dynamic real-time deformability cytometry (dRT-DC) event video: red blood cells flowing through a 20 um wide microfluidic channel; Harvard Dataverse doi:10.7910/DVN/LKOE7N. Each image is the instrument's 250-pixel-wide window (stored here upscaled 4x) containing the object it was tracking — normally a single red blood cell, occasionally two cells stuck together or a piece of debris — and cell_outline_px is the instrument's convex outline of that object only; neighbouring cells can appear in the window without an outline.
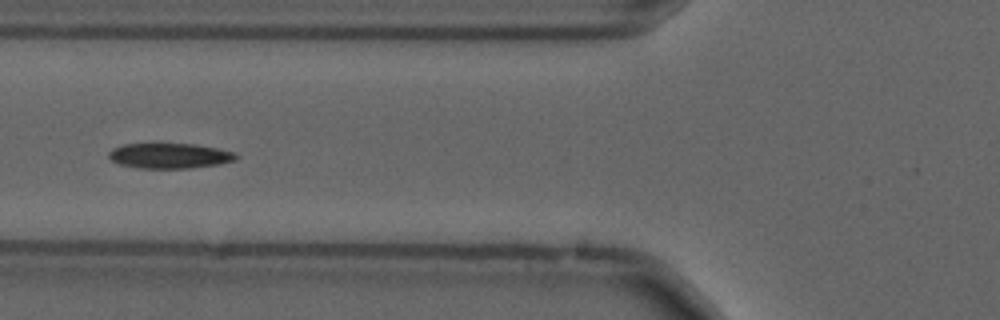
{"species": "common noctule bat (a hibernating species)", "species_latin": "Nyctalus noctula", "temperature_condition": "cold", "stored_images_in_passage": 49, "camera_frame_rate_fps": 3000, "um_per_image_px": 0.085, "animal": {"sex": "male", "forearm_length_mm": 52.5}, "frame": {"image": 1, "passage_image": 15, "time_ms": 4.667, "image_size_px": [1000, 320], "cell_outline_px": [[240, 156], [236, 160], [220, 164], [188, 168], [140, 168], [120, 164], [112, 160], [108, 156], [108, 152], [112, 148], [124, 144], [192, 144], [216, 148], [236, 152]], "centroid_in_image_um": [14.45, 13.24], "position_along_channel_um": 111.4, "area_um2": 18.67}, "authors_computed_cell_mechanics": {"area_um2": 18.6116, "velocity_mm_per_s": 3.6743, "shape_relaxation_time_tau1_ms": 7.3485, "shape_relaxation_time_tau2_ms": 3.8637, "deformation_change_tau1": 0.145, "deformation_change_tau2": 0.0962}}